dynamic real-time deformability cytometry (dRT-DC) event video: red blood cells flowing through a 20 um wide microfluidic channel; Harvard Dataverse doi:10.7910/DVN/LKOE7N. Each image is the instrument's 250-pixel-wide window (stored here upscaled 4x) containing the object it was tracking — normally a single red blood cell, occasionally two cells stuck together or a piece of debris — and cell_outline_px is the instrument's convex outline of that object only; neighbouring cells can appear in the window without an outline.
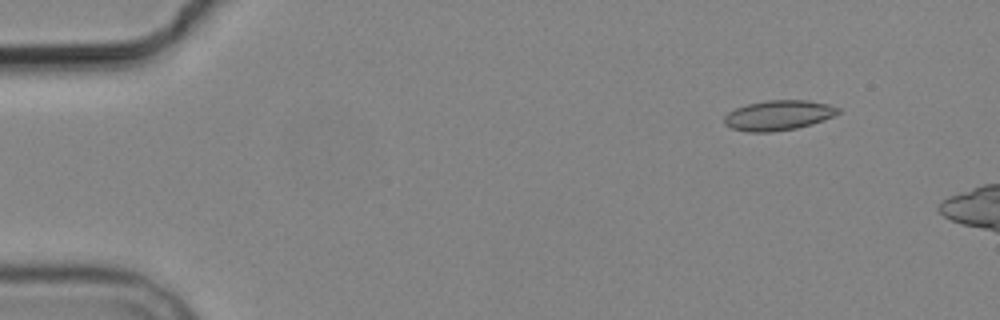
{"species": "common noctule bat (a hibernating species)", "species_latin": "Nyctalus noctula", "temperature_condition": "cold", "stored_images_in_passage": 6, "camera_frame_rate_fps": 3000, "um_per_image_px": 0.085, "animal": {"sex": "male", "body_mass_g": 19.2, "forearm_length_mm": 51.8}, "frame": {"image": 1, "passage_image": 2, "time_ms": 1.333, "image_size_px": [1000, 320], "cell_outline_px": [[840, 112], [824, 120], [812, 124], [796, 128], [772, 132], [748, 132], [732, 128], [724, 124], [724, 116], [728, 112], [736, 108], [748, 104], [764, 100], [808, 100], [828, 104], [840, 108]], "centroid_in_image_um": [66.16, 9.8], "position_along_channel_um": 18.8, "area_um2": 19.94}}